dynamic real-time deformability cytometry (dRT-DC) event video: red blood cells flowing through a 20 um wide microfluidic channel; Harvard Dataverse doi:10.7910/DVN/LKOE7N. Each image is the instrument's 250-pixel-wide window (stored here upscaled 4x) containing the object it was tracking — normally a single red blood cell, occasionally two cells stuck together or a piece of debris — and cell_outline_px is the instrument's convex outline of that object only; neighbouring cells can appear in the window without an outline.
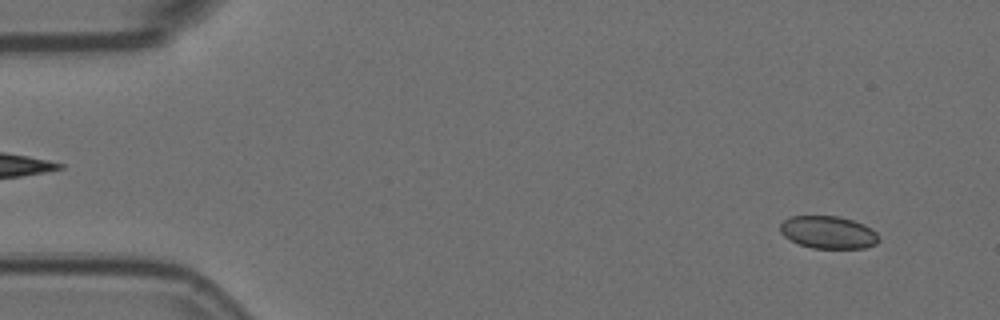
{"species": "Egyptian fruit bat (a non-hibernating species)", "species_latin": "Rousettus aegyptiacus", "temperature_condition": "room temperature", "stored_images_in_passage": 7, "camera_frame_rate_fps": 3000, "um_per_image_px": 0.085, "animal": {"sex": "female"}, "frame": {"image": 1, "passage_image": 2, "time_ms": 0.333, "image_size_px": [1000, 320], "cell_outline_px": [[880, 240], [876, 244], [864, 248], [812, 248], [800, 244], [784, 236], [780, 232], [780, 224], [788, 216], [840, 216], [864, 224], [876, 232], [880, 236]], "centroid_in_image_um": [70.42, 19.74], "position_along_channel_um": 14.6, "area_um2": 18.79}}
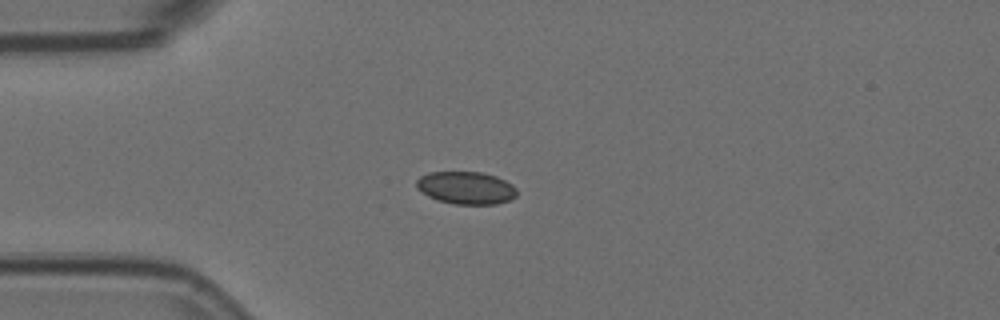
{"frame": {"image": 2, "passage_image": 7, "time_ms": 2.0, "image_size_px": [1000, 320], "cell_outline_px": [[516, 196], [508, 200], [496, 204], [456, 204], [436, 200], [428, 196], [416, 188], [416, 180], [420, 176], [428, 172], [484, 172], [496, 176], [512, 184], [516, 188]], "centroid_in_image_um": [39.59, 15.96], "position_along_channel_um": 45.4, "area_um2": 19.13}}